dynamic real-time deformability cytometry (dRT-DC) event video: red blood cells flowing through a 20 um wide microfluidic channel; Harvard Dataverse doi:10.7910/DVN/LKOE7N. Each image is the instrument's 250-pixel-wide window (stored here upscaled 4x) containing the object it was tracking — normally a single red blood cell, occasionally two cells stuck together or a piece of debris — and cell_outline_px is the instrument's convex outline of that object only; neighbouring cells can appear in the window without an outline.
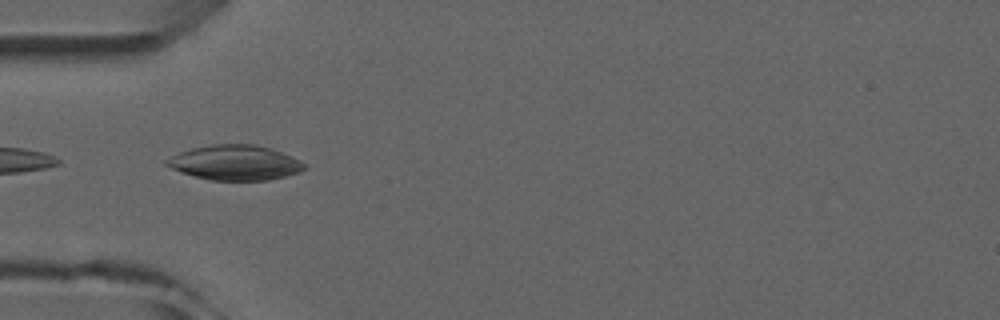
{"species": "common noctule bat (a hibernating species)", "species_latin": "Nyctalus noctula", "temperature_condition": "room temperature", "stored_images_in_passage": 7, "camera_frame_rate_fps": 3000, "um_per_image_px": 0.085, "animal": {"sex": "male", "forearm_length_mm": 52.5}, "frame": {"image": 1, "passage_image": 6, "time_ms": 5.667, "image_size_px": [1000, 320], "cell_outline_px": [[308, 164], [300, 172], [268, 180], [212, 180], [196, 176], [172, 168], [164, 164], [164, 160], [180, 152], [192, 148], [212, 144], [252, 144], [272, 148], [300, 160]], "centroid_in_image_um": [20.01, 13.81], "position_along_channel_um": 65.0, "area_um2": 27.86}}
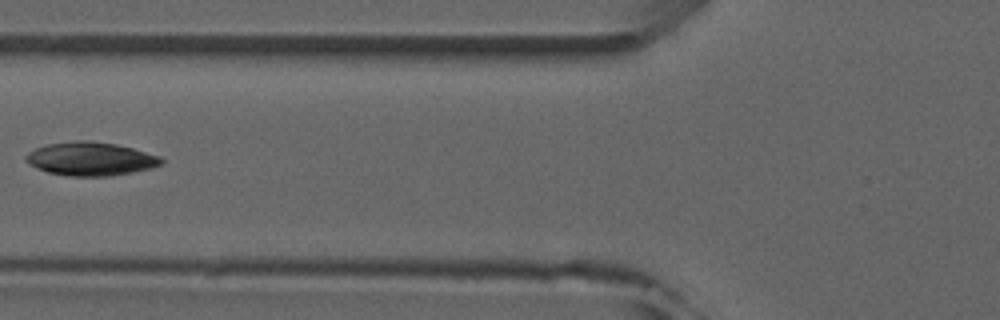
{"frame": {"image": 2, "passage_image": 7, "time_ms": 7.0, "image_size_px": [1000, 320], "cell_outline_px": [[164, 160], [160, 164], [152, 168], [132, 172], [108, 176], [72, 176], [48, 172], [36, 168], [28, 164], [24, 160], [24, 156], [28, 152], [36, 148], [48, 144], [80, 140], [88, 140], [116, 144], [132, 148], [160, 156]], "centroid_in_image_um": [7.68, 13.5], "position_along_channel_um": 118.1, "area_um2": 26.36}}